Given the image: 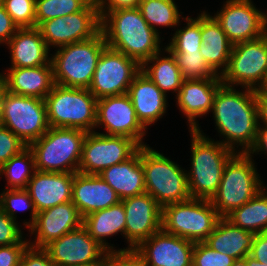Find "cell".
Instances as JSON below:
<instances>
[{
  "instance_id": "1",
  "label": "cell",
  "mask_w": 267,
  "mask_h": 266,
  "mask_svg": "<svg viewBox=\"0 0 267 266\" xmlns=\"http://www.w3.org/2000/svg\"><path fill=\"white\" fill-rule=\"evenodd\" d=\"M211 113L217 132L224 138L219 142L236 153H248L255 144L258 129L255 89L242 87L240 91L222 84Z\"/></svg>"
},
{
  "instance_id": "2",
  "label": "cell",
  "mask_w": 267,
  "mask_h": 266,
  "mask_svg": "<svg viewBox=\"0 0 267 266\" xmlns=\"http://www.w3.org/2000/svg\"><path fill=\"white\" fill-rule=\"evenodd\" d=\"M107 47L142 65L162 49L160 35L151 28L138 7L99 11Z\"/></svg>"
},
{
  "instance_id": "3",
  "label": "cell",
  "mask_w": 267,
  "mask_h": 266,
  "mask_svg": "<svg viewBox=\"0 0 267 266\" xmlns=\"http://www.w3.org/2000/svg\"><path fill=\"white\" fill-rule=\"evenodd\" d=\"M188 130L191 134V167L186 171L191 198L211 200L220 185L227 162L236 154L202 131Z\"/></svg>"
},
{
  "instance_id": "4",
  "label": "cell",
  "mask_w": 267,
  "mask_h": 266,
  "mask_svg": "<svg viewBox=\"0 0 267 266\" xmlns=\"http://www.w3.org/2000/svg\"><path fill=\"white\" fill-rule=\"evenodd\" d=\"M107 47L100 31L96 36L56 48L51 54L55 84L86 88L92 83L98 59Z\"/></svg>"
},
{
  "instance_id": "5",
  "label": "cell",
  "mask_w": 267,
  "mask_h": 266,
  "mask_svg": "<svg viewBox=\"0 0 267 266\" xmlns=\"http://www.w3.org/2000/svg\"><path fill=\"white\" fill-rule=\"evenodd\" d=\"M87 132L80 129L50 127L28 147L38 171L77 173Z\"/></svg>"
},
{
  "instance_id": "6",
  "label": "cell",
  "mask_w": 267,
  "mask_h": 266,
  "mask_svg": "<svg viewBox=\"0 0 267 266\" xmlns=\"http://www.w3.org/2000/svg\"><path fill=\"white\" fill-rule=\"evenodd\" d=\"M253 158L248 153H236L227 162L217 192L210 200L220 217H226L265 187Z\"/></svg>"
},
{
  "instance_id": "7",
  "label": "cell",
  "mask_w": 267,
  "mask_h": 266,
  "mask_svg": "<svg viewBox=\"0 0 267 266\" xmlns=\"http://www.w3.org/2000/svg\"><path fill=\"white\" fill-rule=\"evenodd\" d=\"M145 190L163 208L191 198L185 168L149 145L140 147Z\"/></svg>"
},
{
  "instance_id": "8",
  "label": "cell",
  "mask_w": 267,
  "mask_h": 266,
  "mask_svg": "<svg viewBox=\"0 0 267 266\" xmlns=\"http://www.w3.org/2000/svg\"><path fill=\"white\" fill-rule=\"evenodd\" d=\"M49 127H65L94 132L97 98L86 88L55 84L45 97Z\"/></svg>"
},
{
  "instance_id": "9",
  "label": "cell",
  "mask_w": 267,
  "mask_h": 266,
  "mask_svg": "<svg viewBox=\"0 0 267 266\" xmlns=\"http://www.w3.org/2000/svg\"><path fill=\"white\" fill-rule=\"evenodd\" d=\"M220 218L210 200L189 198L162 208V229L194 243L204 242Z\"/></svg>"
},
{
  "instance_id": "10",
  "label": "cell",
  "mask_w": 267,
  "mask_h": 266,
  "mask_svg": "<svg viewBox=\"0 0 267 266\" xmlns=\"http://www.w3.org/2000/svg\"><path fill=\"white\" fill-rule=\"evenodd\" d=\"M220 78L226 86L263 88L267 78V33L256 40L234 44Z\"/></svg>"
},
{
  "instance_id": "11",
  "label": "cell",
  "mask_w": 267,
  "mask_h": 266,
  "mask_svg": "<svg viewBox=\"0 0 267 266\" xmlns=\"http://www.w3.org/2000/svg\"><path fill=\"white\" fill-rule=\"evenodd\" d=\"M0 124L29 146L50 128L45 100L7 91L2 100Z\"/></svg>"
},
{
  "instance_id": "12",
  "label": "cell",
  "mask_w": 267,
  "mask_h": 266,
  "mask_svg": "<svg viewBox=\"0 0 267 266\" xmlns=\"http://www.w3.org/2000/svg\"><path fill=\"white\" fill-rule=\"evenodd\" d=\"M140 147L135 140L126 136L88 132L83 142L78 172L98 175L104 169L131 158Z\"/></svg>"
},
{
  "instance_id": "13",
  "label": "cell",
  "mask_w": 267,
  "mask_h": 266,
  "mask_svg": "<svg viewBox=\"0 0 267 266\" xmlns=\"http://www.w3.org/2000/svg\"><path fill=\"white\" fill-rule=\"evenodd\" d=\"M37 28L48 48L93 38L101 31V16L96 4H88L83 10L40 23Z\"/></svg>"
},
{
  "instance_id": "14",
  "label": "cell",
  "mask_w": 267,
  "mask_h": 266,
  "mask_svg": "<svg viewBox=\"0 0 267 266\" xmlns=\"http://www.w3.org/2000/svg\"><path fill=\"white\" fill-rule=\"evenodd\" d=\"M141 65L124 53L106 47L101 53L89 91L97 98L127 94Z\"/></svg>"
},
{
  "instance_id": "15",
  "label": "cell",
  "mask_w": 267,
  "mask_h": 266,
  "mask_svg": "<svg viewBox=\"0 0 267 266\" xmlns=\"http://www.w3.org/2000/svg\"><path fill=\"white\" fill-rule=\"evenodd\" d=\"M213 17L233 45L256 40L267 33V13L252 0H226Z\"/></svg>"
},
{
  "instance_id": "16",
  "label": "cell",
  "mask_w": 267,
  "mask_h": 266,
  "mask_svg": "<svg viewBox=\"0 0 267 266\" xmlns=\"http://www.w3.org/2000/svg\"><path fill=\"white\" fill-rule=\"evenodd\" d=\"M102 126L104 135L126 136L140 146L149 145L143 139L148 132L138 121L136 111L127 94L106 96L97 99L96 125L94 131Z\"/></svg>"
},
{
  "instance_id": "17",
  "label": "cell",
  "mask_w": 267,
  "mask_h": 266,
  "mask_svg": "<svg viewBox=\"0 0 267 266\" xmlns=\"http://www.w3.org/2000/svg\"><path fill=\"white\" fill-rule=\"evenodd\" d=\"M44 249L55 266L91 265L101 261L108 253L83 226L53 240Z\"/></svg>"
},
{
  "instance_id": "18",
  "label": "cell",
  "mask_w": 267,
  "mask_h": 266,
  "mask_svg": "<svg viewBox=\"0 0 267 266\" xmlns=\"http://www.w3.org/2000/svg\"><path fill=\"white\" fill-rule=\"evenodd\" d=\"M126 214V248L135 249L162 228V207L148 193L121 200Z\"/></svg>"
},
{
  "instance_id": "19",
  "label": "cell",
  "mask_w": 267,
  "mask_h": 266,
  "mask_svg": "<svg viewBox=\"0 0 267 266\" xmlns=\"http://www.w3.org/2000/svg\"><path fill=\"white\" fill-rule=\"evenodd\" d=\"M194 245V242L161 228L134 250L146 266H192Z\"/></svg>"
},
{
  "instance_id": "20",
  "label": "cell",
  "mask_w": 267,
  "mask_h": 266,
  "mask_svg": "<svg viewBox=\"0 0 267 266\" xmlns=\"http://www.w3.org/2000/svg\"><path fill=\"white\" fill-rule=\"evenodd\" d=\"M83 226V217L70 201L37 213L35 222L28 229L29 236L35 235L32 247L44 248L55 239Z\"/></svg>"
},
{
  "instance_id": "21",
  "label": "cell",
  "mask_w": 267,
  "mask_h": 266,
  "mask_svg": "<svg viewBox=\"0 0 267 266\" xmlns=\"http://www.w3.org/2000/svg\"><path fill=\"white\" fill-rule=\"evenodd\" d=\"M222 84L221 78L183 81L175 99L179 111L188 119L189 130H197V118L212 111L215 94Z\"/></svg>"
},
{
  "instance_id": "22",
  "label": "cell",
  "mask_w": 267,
  "mask_h": 266,
  "mask_svg": "<svg viewBox=\"0 0 267 266\" xmlns=\"http://www.w3.org/2000/svg\"><path fill=\"white\" fill-rule=\"evenodd\" d=\"M115 190L97 174L73 173L71 202L84 218L120 202Z\"/></svg>"
},
{
  "instance_id": "23",
  "label": "cell",
  "mask_w": 267,
  "mask_h": 266,
  "mask_svg": "<svg viewBox=\"0 0 267 266\" xmlns=\"http://www.w3.org/2000/svg\"><path fill=\"white\" fill-rule=\"evenodd\" d=\"M127 95L136 111L138 121L146 130L148 126L162 119L167 112L168 96L142 71L135 76Z\"/></svg>"
},
{
  "instance_id": "24",
  "label": "cell",
  "mask_w": 267,
  "mask_h": 266,
  "mask_svg": "<svg viewBox=\"0 0 267 266\" xmlns=\"http://www.w3.org/2000/svg\"><path fill=\"white\" fill-rule=\"evenodd\" d=\"M73 173H56L36 170L26 190L29 192L37 212L59 204L70 202Z\"/></svg>"
},
{
  "instance_id": "25",
  "label": "cell",
  "mask_w": 267,
  "mask_h": 266,
  "mask_svg": "<svg viewBox=\"0 0 267 266\" xmlns=\"http://www.w3.org/2000/svg\"><path fill=\"white\" fill-rule=\"evenodd\" d=\"M1 74L5 79L7 91L16 95L45 100L55 85L52 64L37 67H9Z\"/></svg>"
},
{
  "instance_id": "26",
  "label": "cell",
  "mask_w": 267,
  "mask_h": 266,
  "mask_svg": "<svg viewBox=\"0 0 267 266\" xmlns=\"http://www.w3.org/2000/svg\"><path fill=\"white\" fill-rule=\"evenodd\" d=\"M11 67H37L51 63V50L37 27L18 28L6 44Z\"/></svg>"
},
{
  "instance_id": "27",
  "label": "cell",
  "mask_w": 267,
  "mask_h": 266,
  "mask_svg": "<svg viewBox=\"0 0 267 266\" xmlns=\"http://www.w3.org/2000/svg\"><path fill=\"white\" fill-rule=\"evenodd\" d=\"M201 12L200 53L209 67L219 76L225 71L233 44L216 19L208 12Z\"/></svg>"
},
{
  "instance_id": "28",
  "label": "cell",
  "mask_w": 267,
  "mask_h": 266,
  "mask_svg": "<svg viewBox=\"0 0 267 266\" xmlns=\"http://www.w3.org/2000/svg\"><path fill=\"white\" fill-rule=\"evenodd\" d=\"M98 175L115 190L120 200L146 192L140 148L128 160L104 169Z\"/></svg>"
},
{
  "instance_id": "29",
  "label": "cell",
  "mask_w": 267,
  "mask_h": 266,
  "mask_svg": "<svg viewBox=\"0 0 267 266\" xmlns=\"http://www.w3.org/2000/svg\"><path fill=\"white\" fill-rule=\"evenodd\" d=\"M83 227L108 252L123 250L115 249L106 240L118 233L125 237L126 214L123 203L120 201L116 205L88 214L83 218Z\"/></svg>"
},
{
  "instance_id": "30",
  "label": "cell",
  "mask_w": 267,
  "mask_h": 266,
  "mask_svg": "<svg viewBox=\"0 0 267 266\" xmlns=\"http://www.w3.org/2000/svg\"><path fill=\"white\" fill-rule=\"evenodd\" d=\"M255 235V233L234 226L225 217H221L204 242L221 254L241 259L249 255Z\"/></svg>"
},
{
  "instance_id": "31",
  "label": "cell",
  "mask_w": 267,
  "mask_h": 266,
  "mask_svg": "<svg viewBox=\"0 0 267 266\" xmlns=\"http://www.w3.org/2000/svg\"><path fill=\"white\" fill-rule=\"evenodd\" d=\"M163 47L159 53L154 54L141 65V71L166 95L170 91L177 95L184 79L180 74L175 57L165 46ZM165 52L168 54L167 56H163Z\"/></svg>"
},
{
  "instance_id": "32",
  "label": "cell",
  "mask_w": 267,
  "mask_h": 266,
  "mask_svg": "<svg viewBox=\"0 0 267 266\" xmlns=\"http://www.w3.org/2000/svg\"><path fill=\"white\" fill-rule=\"evenodd\" d=\"M267 186L225 218L234 226L259 234L267 231Z\"/></svg>"
},
{
  "instance_id": "33",
  "label": "cell",
  "mask_w": 267,
  "mask_h": 266,
  "mask_svg": "<svg viewBox=\"0 0 267 266\" xmlns=\"http://www.w3.org/2000/svg\"><path fill=\"white\" fill-rule=\"evenodd\" d=\"M175 0H140L138 8L142 17L159 35L160 30L156 27L176 28L181 25L183 12H179ZM180 23V24H179Z\"/></svg>"
},
{
  "instance_id": "34",
  "label": "cell",
  "mask_w": 267,
  "mask_h": 266,
  "mask_svg": "<svg viewBox=\"0 0 267 266\" xmlns=\"http://www.w3.org/2000/svg\"><path fill=\"white\" fill-rule=\"evenodd\" d=\"M36 171L34 155L27 146L0 167V178L7 180L5 189H26Z\"/></svg>"
},
{
  "instance_id": "35",
  "label": "cell",
  "mask_w": 267,
  "mask_h": 266,
  "mask_svg": "<svg viewBox=\"0 0 267 266\" xmlns=\"http://www.w3.org/2000/svg\"><path fill=\"white\" fill-rule=\"evenodd\" d=\"M0 193V208L12 220L17 221L18 211L31 210V219L23 222V226L28 230L35 222L38 213L29 192L26 189H4Z\"/></svg>"
},
{
  "instance_id": "36",
  "label": "cell",
  "mask_w": 267,
  "mask_h": 266,
  "mask_svg": "<svg viewBox=\"0 0 267 266\" xmlns=\"http://www.w3.org/2000/svg\"><path fill=\"white\" fill-rule=\"evenodd\" d=\"M183 19L186 26L174 29L176 31L165 48L169 51H199L202 46L201 13L197 17L186 16Z\"/></svg>"
},
{
  "instance_id": "37",
  "label": "cell",
  "mask_w": 267,
  "mask_h": 266,
  "mask_svg": "<svg viewBox=\"0 0 267 266\" xmlns=\"http://www.w3.org/2000/svg\"><path fill=\"white\" fill-rule=\"evenodd\" d=\"M184 80L220 78L206 63L200 51H170Z\"/></svg>"
},
{
  "instance_id": "38",
  "label": "cell",
  "mask_w": 267,
  "mask_h": 266,
  "mask_svg": "<svg viewBox=\"0 0 267 266\" xmlns=\"http://www.w3.org/2000/svg\"><path fill=\"white\" fill-rule=\"evenodd\" d=\"M85 0H35V27L40 23L83 10Z\"/></svg>"
},
{
  "instance_id": "39",
  "label": "cell",
  "mask_w": 267,
  "mask_h": 266,
  "mask_svg": "<svg viewBox=\"0 0 267 266\" xmlns=\"http://www.w3.org/2000/svg\"><path fill=\"white\" fill-rule=\"evenodd\" d=\"M18 28L35 27V0H1Z\"/></svg>"
},
{
  "instance_id": "40",
  "label": "cell",
  "mask_w": 267,
  "mask_h": 266,
  "mask_svg": "<svg viewBox=\"0 0 267 266\" xmlns=\"http://www.w3.org/2000/svg\"><path fill=\"white\" fill-rule=\"evenodd\" d=\"M235 260L212 249L205 242H196L193 248L192 266H232Z\"/></svg>"
},
{
  "instance_id": "41",
  "label": "cell",
  "mask_w": 267,
  "mask_h": 266,
  "mask_svg": "<svg viewBox=\"0 0 267 266\" xmlns=\"http://www.w3.org/2000/svg\"><path fill=\"white\" fill-rule=\"evenodd\" d=\"M26 147L18 136L0 124V167Z\"/></svg>"
},
{
  "instance_id": "42",
  "label": "cell",
  "mask_w": 267,
  "mask_h": 266,
  "mask_svg": "<svg viewBox=\"0 0 267 266\" xmlns=\"http://www.w3.org/2000/svg\"><path fill=\"white\" fill-rule=\"evenodd\" d=\"M21 227L18 221L12 220L0 208V246L20 243L25 237Z\"/></svg>"
},
{
  "instance_id": "43",
  "label": "cell",
  "mask_w": 267,
  "mask_h": 266,
  "mask_svg": "<svg viewBox=\"0 0 267 266\" xmlns=\"http://www.w3.org/2000/svg\"><path fill=\"white\" fill-rule=\"evenodd\" d=\"M29 245V240L25 237L20 243L0 246V266H19Z\"/></svg>"
},
{
  "instance_id": "44",
  "label": "cell",
  "mask_w": 267,
  "mask_h": 266,
  "mask_svg": "<svg viewBox=\"0 0 267 266\" xmlns=\"http://www.w3.org/2000/svg\"><path fill=\"white\" fill-rule=\"evenodd\" d=\"M107 266H146L142 257L134 250L111 251L107 253Z\"/></svg>"
},
{
  "instance_id": "45",
  "label": "cell",
  "mask_w": 267,
  "mask_h": 266,
  "mask_svg": "<svg viewBox=\"0 0 267 266\" xmlns=\"http://www.w3.org/2000/svg\"><path fill=\"white\" fill-rule=\"evenodd\" d=\"M19 266H55L44 248L28 246L23 253Z\"/></svg>"
},
{
  "instance_id": "46",
  "label": "cell",
  "mask_w": 267,
  "mask_h": 266,
  "mask_svg": "<svg viewBox=\"0 0 267 266\" xmlns=\"http://www.w3.org/2000/svg\"><path fill=\"white\" fill-rule=\"evenodd\" d=\"M17 29L18 27L13 23L11 16L0 2V46L7 44Z\"/></svg>"
},
{
  "instance_id": "47",
  "label": "cell",
  "mask_w": 267,
  "mask_h": 266,
  "mask_svg": "<svg viewBox=\"0 0 267 266\" xmlns=\"http://www.w3.org/2000/svg\"><path fill=\"white\" fill-rule=\"evenodd\" d=\"M249 256L267 265V231L255 235Z\"/></svg>"
},
{
  "instance_id": "48",
  "label": "cell",
  "mask_w": 267,
  "mask_h": 266,
  "mask_svg": "<svg viewBox=\"0 0 267 266\" xmlns=\"http://www.w3.org/2000/svg\"><path fill=\"white\" fill-rule=\"evenodd\" d=\"M140 0H97L99 11H111L120 8H136Z\"/></svg>"
},
{
  "instance_id": "49",
  "label": "cell",
  "mask_w": 267,
  "mask_h": 266,
  "mask_svg": "<svg viewBox=\"0 0 267 266\" xmlns=\"http://www.w3.org/2000/svg\"><path fill=\"white\" fill-rule=\"evenodd\" d=\"M267 155V125L258 124L257 136L254 146L248 152L250 156L260 154ZM255 153V154H254Z\"/></svg>"
},
{
  "instance_id": "50",
  "label": "cell",
  "mask_w": 267,
  "mask_h": 266,
  "mask_svg": "<svg viewBox=\"0 0 267 266\" xmlns=\"http://www.w3.org/2000/svg\"><path fill=\"white\" fill-rule=\"evenodd\" d=\"M255 97L258 106V124L267 125V89H256Z\"/></svg>"
},
{
  "instance_id": "51",
  "label": "cell",
  "mask_w": 267,
  "mask_h": 266,
  "mask_svg": "<svg viewBox=\"0 0 267 266\" xmlns=\"http://www.w3.org/2000/svg\"><path fill=\"white\" fill-rule=\"evenodd\" d=\"M7 92V86L3 75L0 73V114L2 110V100Z\"/></svg>"
},
{
  "instance_id": "52",
  "label": "cell",
  "mask_w": 267,
  "mask_h": 266,
  "mask_svg": "<svg viewBox=\"0 0 267 266\" xmlns=\"http://www.w3.org/2000/svg\"><path fill=\"white\" fill-rule=\"evenodd\" d=\"M245 259L247 261V266H267L265 263H260L249 255L246 256Z\"/></svg>"
},
{
  "instance_id": "53",
  "label": "cell",
  "mask_w": 267,
  "mask_h": 266,
  "mask_svg": "<svg viewBox=\"0 0 267 266\" xmlns=\"http://www.w3.org/2000/svg\"><path fill=\"white\" fill-rule=\"evenodd\" d=\"M232 266H247V261L245 258L236 259Z\"/></svg>"
},
{
  "instance_id": "54",
  "label": "cell",
  "mask_w": 267,
  "mask_h": 266,
  "mask_svg": "<svg viewBox=\"0 0 267 266\" xmlns=\"http://www.w3.org/2000/svg\"><path fill=\"white\" fill-rule=\"evenodd\" d=\"M86 266H107V255L101 261Z\"/></svg>"
},
{
  "instance_id": "55",
  "label": "cell",
  "mask_w": 267,
  "mask_h": 266,
  "mask_svg": "<svg viewBox=\"0 0 267 266\" xmlns=\"http://www.w3.org/2000/svg\"><path fill=\"white\" fill-rule=\"evenodd\" d=\"M88 4H97V0H85Z\"/></svg>"
},
{
  "instance_id": "56",
  "label": "cell",
  "mask_w": 267,
  "mask_h": 266,
  "mask_svg": "<svg viewBox=\"0 0 267 266\" xmlns=\"http://www.w3.org/2000/svg\"><path fill=\"white\" fill-rule=\"evenodd\" d=\"M263 88L267 89V78H266V81H265V86Z\"/></svg>"
}]
</instances>
